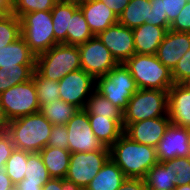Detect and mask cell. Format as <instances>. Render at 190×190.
Wrapping results in <instances>:
<instances>
[{
    "mask_svg": "<svg viewBox=\"0 0 190 190\" xmlns=\"http://www.w3.org/2000/svg\"><path fill=\"white\" fill-rule=\"evenodd\" d=\"M189 147H190V128H189Z\"/></svg>",
    "mask_w": 190,
    "mask_h": 190,
    "instance_id": "cell-53",
    "label": "cell"
},
{
    "mask_svg": "<svg viewBox=\"0 0 190 190\" xmlns=\"http://www.w3.org/2000/svg\"><path fill=\"white\" fill-rule=\"evenodd\" d=\"M58 0H12V13L19 19L35 11H51Z\"/></svg>",
    "mask_w": 190,
    "mask_h": 190,
    "instance_id": "cell-34",
    "label": "cell"
},
{
    "mask_svg": "<svg viewBox=\"0 0 190 190\" xmlns=\"http://www.w3.org/2000/svg\"><path fill=\"white\" fill-rule=\"evenodd\" d=\"M60 99L84 109L85 103L96 87V80L79 69L65 75L59 82Z\"/></svg>",
    "mask_w": 190,
    "mask_h": 190,
    "instance_id": "cell-12",
    "label": "cell"
},
{
    "mask_svg": "<svg viewBox=\"0 0 190 190\" xmlns=\"http://www.w3.org/2000/svg\"><path fill=\"white\" fill-rule=\"evenodd\" d=\"M162 116H168V90L138 89L123 111V127Z\"/></svg>",
    "mask_w": 190,
    "mask_h": 190,
    "instance_id": "cell-5",
    "label": "cell"
},
{
    "mask_svg": "<svg viewBox=\"0 0 190 190\" xmlns=\"http://www.w3.org/2000/svg\"><path fill=\"white\" fill-rule=\"evenodd\" d=\"M39 154L51 178L66 177L71 157L69 150L46 146Z\"/></svg>",
    "mask_w": 190,
    "mask_h": 190,
    "instance_id": "cell-23",
    "label": "cell"
},
{
    "mask_svg": "<svg viewBox=\"0 0 190 190\" xmlns=\"http://www.w3.org/2000/svg\"><path fill=\"white\" fill-rule=\"evenodd\" d=\"M124 64L138 89L168 90L174 84L172 71L156 55L135 53Z\"/></svg>",
    "mask_w": 190,
    "mask_h": 190,
    "instance_id": "cell-3",
    "label": "cell"
},
{
    "mask_svg": "<svg viewBox=\"0 0 190 190\" xmlns=\"http://www.w3.org/2000/svg\"><path fill=\"white\" fill-rule=\"evenodd\" d=\"M190 49V33L168 30L158 47L156 56L168 69L173 71L179 59Z\"/></svg>",
    "mask_w": 190,
    "mask_h": 190,
    "instance_id": "cell-16",
    "label": "cell"
},
{
    "mask_svg": "<svg viewBox=\"0 0 190 190\" xmlns=\"http://www.w3.org/2000/svg\"><path fill=\"white\" fill-rule=\"evenodd\" d=\"M78 6L94 36L118 23L117 15L99 0H82Z\"/></svg>",
    "mask_w": 190,
    "mask_h": 190,
    "instance_id": "cell-18",
    "label": "cell"
},
{
    "mask_svg": "<svg viewBox=\"0 0 190 190\" xmlns=\"http://www.w3.org/2000/svg\"><path fill=\"white\" fill-rule=\"evenodd\" d=\"M151 8L149 19L146 20V23L155 25L163 28H170L168 23L167 16H163L161 8V0H150Z\"/></svg>",
    "mask_w": 190,
    "mask_h": 190,
    "instance_id": "cell-39",
    "label": "cell"
},
{
    "mask_svg": "<svg viewBox=\"0 0 190 190\" xmlns=\"http://www.w3.org/2000/svg\"><path fill=\"white\" fill-rule=\"evenodd\" d=\"M21 36L37 57L57 45L54 38L51 11H35L21 18Z\"/></svg>",
    "mask_w": 190,
    "mask_h": 190,
    "instance_id": "cell-6",
    "label": "cell"
},
{
    "mask_svg": "<svg viewBox=\"0 0 190 190\" xmlns=\"http://www.w3.org/2000/svg\"><path fill=\"white\" fill-rule=\"evenodd\" d=\"M168 117L172 124L190 128V86L173 84L168 89Z\"/></svg>",
    "mask_w": 190,
    "mask_h": 190,
    "instance_id": "cell-17",
    "label": "cell"
},
{
    "mask_svg": "<svg viewBox=\"0 0 190 190\" xmlns=\"http://www.w3.org/2000/svg\"><path fill=\"white\" fill-rule=\"evenodd\" d=\"M79 110L62 99L51 101L40 108V112L52 125H66Z\"/></svg>",
    "mask_w": 190,
    "mask_h": 190,
    "instance_id": "cell-28",
    "label": "cell"
},
{
    "mask_svg": "<svg viewBox=\"0 0 190 190\" xmlns=\"http://www.w3.org/2000/svg\"><path fill=\"white\" fill-rule=\"evenodd\" d=\"M47 146L68 150V131L65 125H52Z\"/></svg>",
    "mask_w": 190,
    "mask_h": 190,
    "instance_id": "cell-38",
    "label": "cell"
},
{
    "mask_svg": "<svg viewBox=\"0 0 190 190\" xmlns=\"http://www.w3.org/2000/svg\"><path fill=\"white\" fill-rule=\"evenodd\" d=\"M6 73L7 78V89L17 84L23 83L32 79L35 65H18L17 67L2 68Z\"/></svg>",
    "mask_w": 190,
    "mask_h": 190,
    "instance_id": "cell-35",
    "label": "cell"
},
{
    "mask_svg": "<svg viewBox=\"0 0 190 190\" xmlns=\"http://www.w3.org/2000/svg\"><path fill=\"white\" fill-rule=\"evenodd\" d=\"M91 128L102 144L110 148L124 133V127L114 119L103 115H88Z\"/></svg>",
    "mask_w": 190,
    "mask_h": 190,
    "instance_id": "cell-22",
    "label": "cell"
},
{
    "mask_svg": "<svg viewBox=\"0 0 190 190\" xmlns=\"http://www.w3.org/2000/svg\"><path fill=\"white\" fill-rule=\"evenodd\" d=\"M81 69L85 70L95 80L106 75L119 63L98 36H93L84 44L78 45Z\"/></svg>",
    "mask_w": 190,
    "mask_h": 190,
    "instance_id": "cell-10",
    "label": "cell"
},
{
    "mask_svg": "<svg viewBox=\"0 0 190 190\" xmlns=\"http://www.w3.org/2000/svg\"><path fill=\"white\" fill-rule=\"evenodd\" d=\"M93 36L81 9L78 8L70 17L69 29H67V44L78 46L84 44Z\"/></svg>",
    "mask_w": 190,
    "mask_h": 190,
    "instance_id": "cell-29",
    "label": "cell"
},
{
    "mask_svg": "<svg viewBox=\"0 0 190 190\" xmlns=\"http://www.w3.org/2000/svg\"><path fill=\"white\" fill-rule=\"evenodd\" d=\"M88 115H103L107 118L118 121L123 126V111L114 106L113 103L107 100L96 89L85 103L83 109Z\"/></svg>",
    "mask_w": 190,
    "mask_h": 190,
    "instance_id": "cell-27",
    "label": "cell"
},
{
    "mask_svg": "<svg viewBox=\"0 0 190 190\" xmlns=\"http://www.w3.org/2000/svg\"><path fill=\"white\" fill-rule=\"evenodd\" d=\"M132 30L135 53L156 55L158 47L169 28L144 23L141 26L133 28Z\"/></svg>",
    "mask_w": 190,
    "mask_h": 190,
    "instance_id": "cell-19",
    "label": "cell"
},
{
    "mask_svg": "<svg viewBox=\"0 0 190 190\" xmlns=\"http://www.w3.org/2000/svg\"><path fill=\"white\" fill-rule=\"evenodd\" d=\"M187 2V0H161L162 14L167 16L170 25Z\"/></svg>",
    "mask_w": 190,
    "mask_h": 190,
    "instance_id": "cell-42",
    "label": "cell"
},
{
    "mask_svg": "<svg viewBox=\"0 0 190 190\" xmlns=\"http://www.w3.org/2000/svg\"><path fill=\"white\" fill-rule=\"evenodd\" d=\"M12 14V0H0V17Z\"/></svg>",
    "mask_w": 190,
    "mask_h": 190,
    "instance_id": "cell-48",
    "label": "cell"
},
{
    "mask_svg": "<svg viewBox=\"0 0 190 190\" xmlns=\"http://www.w3.org/2000/svg\"><path fill=\"white\" fill-rule=\"evenodd\" d=\"M170 123L168 116L129 123L124 127V134L132 141L156 148Z\"/></svg>",
    "mask_w": 190,
    "mask_h": 190,
    "instance_id": "cell-15",
    "label": "cell"
},
{
    "mask_svg": "<svg viewBox=\"0 0 190 190\" xmlns=\"http://www.w3.org/2000/svg\"><path fill=\"white\" fill-rule=\"evenodd\" d=\"M58 1H68V2H77V3H79L82 0H58Z\"/></svg>",
    "mask_w": 190,
    "mask_h": 190,
    "instance_id": "cell-52",
    "label": "cell"
},
{
    "mask_svg": "<svg viewBox=\"0 0 190 190\" xmlns=\"http://www.w3.org/2000/svg\"><path fill=\"white\" fill-rule=\"evenodd\" d=\"M150 8V0H130L118 16V23L130 29L141 26L149 19Z\"/></svg>",
    "mask_w": 190,
    "mask_h": 190,
    "instance_id": "cell-26",
    "label": "cell"
},
{
    "mask_svg": "<svg viewBox=\"0 0 190 190\" xmlns=\"http://www.w3.org/2000/svg\"><path fill=\"white\" fill-rule=\"evenodd\" d=\"M43 185L42 182H28V180L23 179L15 187L17 190H41Z\"/></svg>",
    "mask_w": 190,
    "mask_h": 190,
    "instance_id": "cell-46",
    "label": "cell"
},
{
    "mask_svg": "<svg viewBox=\"0 0 190 190\" xmlns=\"http://www.w3.org/2000/svg\"><path fill=\"white\" fill-rule=\"evenodd\" d=\"M21 36V21L15 14L0 17V47L7 46Z\"/></svg>",
    "mask_w": 190,
    "mask_h": 190,
    "instance_id": "cell-33",
    "label": "cell"
},
{
    "mask_svg": "<svg viewBox=\"0 0 190 190\" xmlns=\"http://www.w3.org/2000/svg\"><path fill=\"white\" fill-rule=\"evenodd\" d=\"M65 126L68 131V150L71 153L109 149L93 133L88 114L83 109H79Z\"/></svg>",
    "mask_w": 190,
    "mask_h": 190,
    "instance_id": "cell-11",
    "label": "cell"
},
{
    "mask_svg": "<svg viewBox=\"0 0 190 190\" xmlns=\"http://www.w3.org/2000/svg\"><path fill=\"white\" fill-rule=\"evenodd\" d=\"M50 175L38 152H31L27 157L25 178L28 182H42L45 184Z\"/></svg>",
    "mask_w": 190,
    "mask_h": 190,
    "instance_id": "cell-32",
    "label": "cell"
},
{
    "mask_svg": "<svg viewBox=\"0 0 190 190\" xmlns=\"http://www.w3.org/2000/svg\"><path fill=\"white\" fill-rule=\"evenodd\" d=\"M175 84H187L190 81V49L179 59L172 71Z\"/></svg>",
    "mask_w": 190,
    "mask_h": 190,
    "instance_id": "cell-37",
    "label": "cell"
},
{
    "mask_svg": "<svg viewBox=\"0 0 190 190\" xmlns=\"http://www.w3.org/2000/svg\"><path fill=\"white\" fill-rule=\"evenodd\" d=\"M189 128L176 126L172 123L166 128L163 138L156 147L158 162L175 157H190Z\"/></svg>",
    "mask_w": 190,
    "mask_h": 190,
    "instance_id": "cell-14",
    "label": "cell"
},
{
    "mask_svg": "<svg viewBox=\"0 0 190 190\" xmlns=\"http://www.w3.org/2000/svg\"><path fill=\"white\" fill-rule=\"evenodd\" d=\"M7 90V78L6 73L0 68V94Z\"/></svg>",
    "mask_w": 190,
    "mask_h": 190,
    "instance_id": "cell-49",
    "label": "cell"
},
{
    "mask_svg": "<svg viewBox=\"0 0 190 190\" xmlns=\"http://www.w3.org/2000/svg\"><path fill=\"white\" fill-rule=\"evenodd\" d=\"M117 190H148L144 179L141 178H126L119 189Z\"/></svg>",
    "mask_w": 190,
    "mask_h": 190,
    "instance_id": "cell-44",
    "label": "cell"
},
{
    "mask_svg": "<svg viewBox=\"0 0 190 190\" xmlns=\"http://www.w3.org/2000/svg\"><path fill=\"white\" fill-rule=\"evenodd\" d=\"M0 102L8 122L40 111L33 79L12 86L2 92Z\"/></svg>",
    "mask_w": 190,
    "mask_h": 190,
    "instance_id": "cell-8",
    "label": "cell"
},
{
    "mask_svg": "<svg viewBox=\"0 0 190 190\" xmlns=\"http://www.w3.org/2000/svg\"><path fill=\"white\" fill-rule=\"evenodd\" d=\"M15 185L12 183L11 178L6 172L0 173V190H12Z\"/></svg>",
    "mask_w": 190,
    "mask_h": 190,
    "instance_id": "cell-47",
    "label": "cell"
},
{
    "mask_svg": "<svg viewBox=\"0 0 190 190\" xmlns=\"http://www.w3.org/2000/svg\"><path fill=\"white\" fill-rule=\"evenodd\" d=\"M41 190H83L75 182L66 178H50Z\"/></svg>",
    "mask_w": 190,
    "mask_h": 190,
    "instance_id": "cell-43",
    "label": "cell"
},
{
    "mask_svg": "<svg viewBox=\"0 0 190 190\" xmlns=\"http://www.w3.org/2000/svg\"><path fill=\"white\" fill-rule=\"evenodd\" d=\"M100 2L106 4L117 17L123 12L130 0H99Z\"/></svg>",
    "mask_w": 190,
    "mask_h": 190,
    "instance_id": "cell-45",
    "label": "cell"
},
{
    "mask_svg": "<svg viewBox=\"0 0 190 190\" xmlns=\"http://www.w3.org/2000/svg\"><path fill=\"white\" fill-rule=\"evenodd\" d=\"M126 178L118 165L109 158L85 190H117Z\"/></svg>",
    "mask_w": 190,
    "mask_h": 190,
    "instance_id": "cell-21",
    "label": "cell"
},
{
    "mask_svg": "<svg viewBox=\"0 0 190 190\" xmlns=\"http://www.w3.org/2000/svg\"><path fill=\"white\" fill-rule=\"evenodd\" d=\"M95 89L122 111L132 95L138 90L137 84L124 63L113 67L106 75L96 79Z\"/></svg>",
    "mask_w": 190,
    "mask_h": 190,
    "instance_id": "cell-7",
    "label": "cell"
},
{
    "mask_svg": "<svg viewBox=\"0 0 190 190\" xmlns=\"http://www.w3.org/2000/svg\"><path fill=\"white\" fill-rule=\"evenodd\" d=\"M109 152L110 158L127 178L143 179L147 171L158 162L155 147L132 141L124 133L109 148Z\"/></svg>",
    "mask_w": 190,
    "mask_h": 190,
    "instance_id": "cell-1",
    "label": "cell"
},
{
    "mask_svg": "<svg viewBox=\"0 0 190 190\" xmlns=\"http://www.w3.org/2000/svg\"><path fill=\"white\" fill-rule=\"evenodd\" d=\"M174 190H190V184L176 185Z\"/></svg>",
    "mask_w": 190,
    "mask_h": 190,
    "instance_id": "cell-51",
    "label": "cell"
},
{
    "mask_svg": "<svg viewBox=\"0 0 190 190\" xmlns=\"http://www.w3.org/2000/svg\"><path fill=\"white\" fill-rule=\"evenodd\" d=\"M79 69L81 60L78 46L58 43L36 57L35 70L42 77L56 82Z\"/></svg>",
    "mask_w": 190,
    "mask_h": 190,
    "instance_id": "cell-4",
    "label": "cell"
},
{
    "mask_svg": "<svg viewBox=\"0 0 190 190\" xmlns=\"http://www.w3.org/2000/svg\"><path fill=\"white\" fill-rule=\"evenodd\" d=\"M31 152L14 149L5 164V172L16 186L25 178L27 157Z\"/></svg>",
    "mask_w": 190,
    "mask_h": 190,
    "instance_id": "cell-31",
    "label": "cell"
},
{
    "mask_svg": "<svg viewBox=\"0 0 190 190\" xmlns=\"http://www.w3.org/2000/svg\"><path fill=\"white\" fill-rule=\"evenodd\" d=\"M97 36L118 63H125L135 54L133 30L128 27L116 23Z\"/></svg>",
    "mask_w": 190,
    "mask_h": 190,
    "instance_id": "cell-13",
    "label": "cell"
},
{
    "mask_svg": "<svg viewBox=\"0 0 190 190\" xmlns=\"http://www.w3.org/2000/svg\"><path fill=\"white\" fill-rule=\"evenodd\" d=\"M32 79L35 83L40 108L51 101L60 99L58 82L42 77L36 70L33 72Z\"/></svg>",
    "mask_w": 190,
    "mask_h": 190,
    "instance_id": "cell-30",
    "label": "cell"
},
{
    "mask_svg": "<svg viewBox=\"0 0 190 190\" xmlns=\"http://www.w3.org/2000/svg\"><path fill=\"white\" fill-rule=\"evenodd\" d=\"M171 170V159L157 162L146 173L143 178L147 188L156 190H174L176 176Z\"/></svg>",
    "mask_w": 190,
    "mask_h": 190,
    "instance_id": "cell-25",
    "label": "cell"
},
{
    "mask_svg": "<svg viewBox=\"0 0 190 190\" xmlns=\"http://www.w3.org/2000/svg\"><path fill=\"white\" fill-rule=\"evenodd\" d=\"M7 123L8 121L5 118L0 102V132L6 130Z\"/></svg>",
    "mask_w": 190,
    "mask_h": 190,
    "instance_id": "cell-50",
    "label": "cell"
},
{
    "mask_svg": "<svg viewBox=\"0 0 190 190\" xmlns=\"http://www.w3.org/2000/svg\"><path fill=\"white\" fill-rule=\"evenodd\" d=\"M170 30L175 32L190 33V2H187L175 20L170 25Z\"/></svg>",
    "mask_w": 190,
    "mask_h": 190,
    "instance_id": "cell-41",
    "label": "cell"
},
{
    "mask_svg": "<svg viewBox=\"0 0 190 190\" xmlns=\"http://www.w3.org/2000/svg\"><path fill=\"white\" fill-rule=\"evenodd\" d=\"M15 149L10 135L5 131L0 132V173L5 172V164Z\"/></svg>",
    "mask_w": 190,
    "mask_h": 190,
    "instance_id": "cell-40",
    "label": "cell"
},
{
    "mask_svg": "<svg viewBox=\"0 0 190 190\" xmlns=\"http://www.w3.org/2000/svg\"><path fill=\"white\" fill-rule=\"evenodd\" d=\"M52 124L39 111L12 121L6 126L14 147L28 152H40L47 146Z\"/></svg>",
    "mask_w": 190,
    "mask_h": 190,
    "instance_id": "cell-2",
    "label": "cell"
},
{
    "mask_svg": "<svg viewBox=\"0 0 190 190\" xmlns=\"http://www.w3.org/2000/svg\"><path fill=\"white\" fill-rule=\"evenodd\" d=\"M36 56L31 52L25 39L20 36L7 46L0 47V68L18 65H35Z\"/></svg>",
    "mask_w": 190,
    "mask_h": 190,
    "instance_id": "cell-20",
    "label": "cell"
},
{
    "mask_svg": "<svg viewBox=\"0 0 190 190\" xmlns=\"http://www.w3.org/2000/svg\"><path fill=\"white\" fill-rule=\"evenodd\" d=\"M171 170L176 176V185L190 184V157L171 159Z\"/></svg>",
    "mask_w": 190,
    "mask_h": 190,
    "instance_id": "cell-36",
    "label": "cell"
},
{
    "mask_svg": "<svg viewBox=\"0 0 190 190\" xmlns=\"http://www.w3.org/2000/svg\"><path fill=\"white\" fill-rule=\"evenodd\" d=\"M109 158V149L71 153L70 164L65 178L75 182L85 190L89 182L98 174Z\"/></svg>",
    "mask_w": 190,
    "mask_h": 190,
    "instance_id": "cell-9",
    "label": "cell"
},
{
    "mask_svg": "<svg viewBox=\"0 0 190 190\" xmlns=\"http://www.w3.org/2000/svg\"><path fill=\"white\" fill-rule=\"evenodd\" d=\"M78 8L77 2L58 1L51 10L54 38L58 43L67 44L70 17Z\"/></svg>",
    "mask_w": 190,
    "mask_h": 190,
    "instance_id": "cell-24",
    "label": "cell"
}]
</instances>
